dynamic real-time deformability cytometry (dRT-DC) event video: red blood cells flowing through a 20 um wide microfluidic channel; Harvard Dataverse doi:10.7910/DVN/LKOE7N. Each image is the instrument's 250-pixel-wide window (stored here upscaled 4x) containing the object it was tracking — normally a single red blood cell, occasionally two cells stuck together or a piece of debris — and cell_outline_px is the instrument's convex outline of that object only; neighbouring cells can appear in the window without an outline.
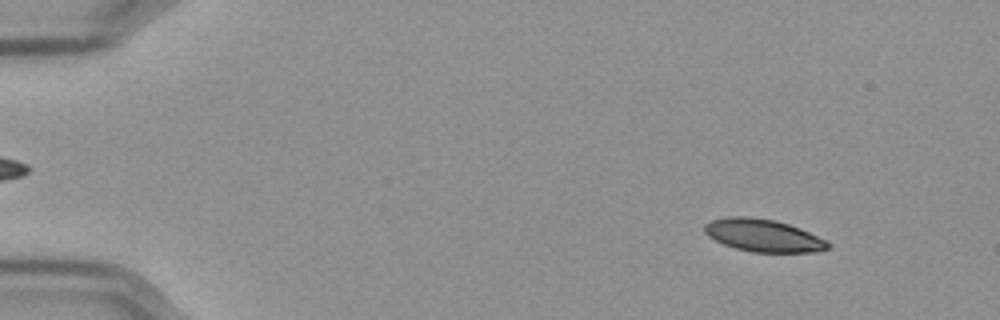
{"species": "Egyptian fruit bat (a non-hibernating species)", "species_latin": "Rousettus aegyptiacus", "temperature_condition": "cold", "stored_images_in_passage": 57, "camera_frame_rate_fps": 3000, "um_per_image_px": 0.085, "frame": {"image": 1, "passage_image": 6, "time_ms": 1.667, "image_size_px": [1000, 320], "cell_outline_px": [[832, 244], [828, 248], [816, 252], [752, 252], [736, 248], [724, 244], [708, 236], [704, 232], [704, 224], [712, 220], [728, 216], [748, 216], [776, 220], [800, 228], [828, 240]], "centroid_in_image_um": [64.9, 20.01], "position_along_channel_um": 20.1, "area_um2": 23.52}}
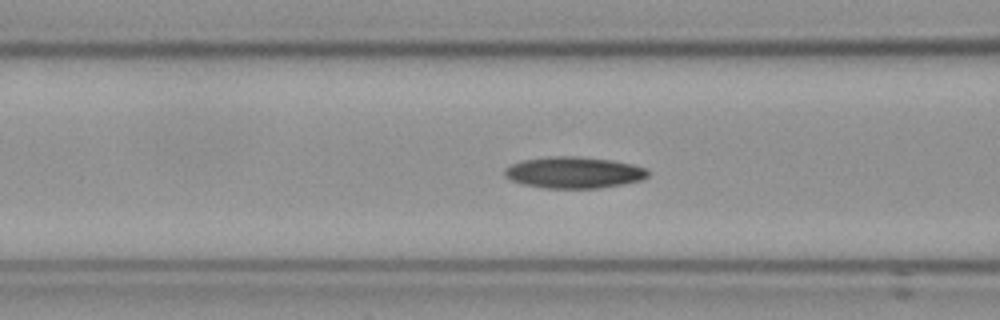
{"frame": {"image": 2, "passage_image": 23, "time_ms": 7.333, "image_size_px": [1000, 320], "cell_outline_px": [[648, 176], [640, 180], [624, 184], [596, 188], [544, 188], [524, 184], [512, 180], [504, 176], [504, 168], [512, 164], [524, 160], [548, 156], [576, 156], [612, 160], [632, 164], [644, 168], [648, 172]], "centroid_in_image_um": [48.76, 14.66], "position_along_channel_um": 117.8, "area_um2": 26.13}}
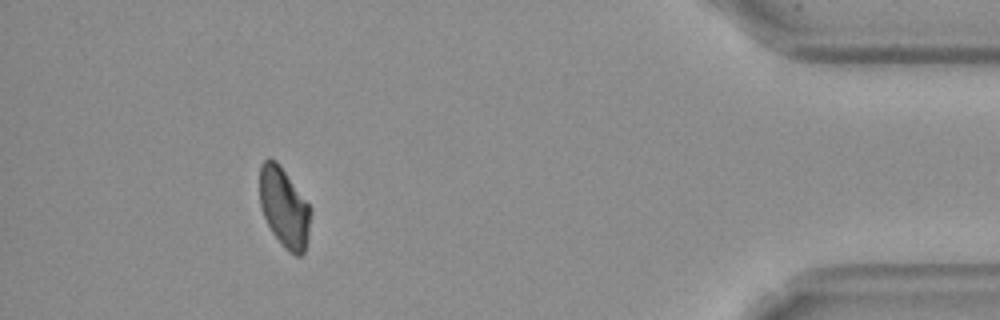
{"frame": {"image": 3, "passage_image": 52, "time_ms": 17.0, "image_size_px": [1000, 320], "cell_outline_px": [[312, 212], [304, 252], [300, 256], [296, 256], [288, 252], [280, 244], [272, 232], [264, 216], [260, 204], [260, 164], [268, 156], [276, 160], [312, 208]], "centroid_in_image_um": [24.15, 17.64], "position_along_channel_um": 411.0, "area_um2": 23.7}, "authors_computed_cell_mechanics": {"area_um2": 24.9696, "velocity_mm_per_s": 3.5637, "shape_relaxation_time_tau1_ms": 10.8004, "shape_relaxation_time_tau2_ms": 7.7827, "deformation_change_tau1": 0.176, "deformation_change_tau2": 0.1287}}